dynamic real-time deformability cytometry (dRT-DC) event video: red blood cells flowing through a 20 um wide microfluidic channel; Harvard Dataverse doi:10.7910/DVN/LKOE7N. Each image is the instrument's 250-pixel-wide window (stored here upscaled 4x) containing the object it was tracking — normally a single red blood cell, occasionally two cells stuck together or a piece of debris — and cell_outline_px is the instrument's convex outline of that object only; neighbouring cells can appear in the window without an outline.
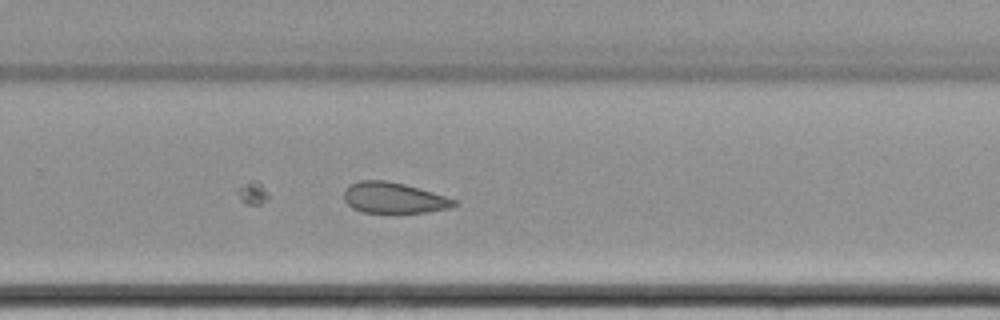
{"species": "common noctule bat (a hibernating species)", "species_latin": "Nyctalus noctula", "temperature_condition": "cold", "stored_images_in_passage": 65, "camera_frame_rate_fps": 3000, "um_per_image_px": 0.085, "animal": {"sex": "female", "body_mass_g": 22.7, "forearm_length_mm": 54.2}, "frame": {"image": 1, "passage_image": 46, "time_ms": 15.0, "image_size_px": [1000, 320], "cell_outline_px": [[460, 204], [452, 208], [428, 212], [364, 212], [352, 208], [344, 200], [344, 192], [352, 184], [360, 180], [384, 180], [404, 184], [432, 192], [456, 200]], "centroid_in_image_um": [33.51, 16.82], "position_along_channel_um": 296.3, "area_um2": 19.59}}
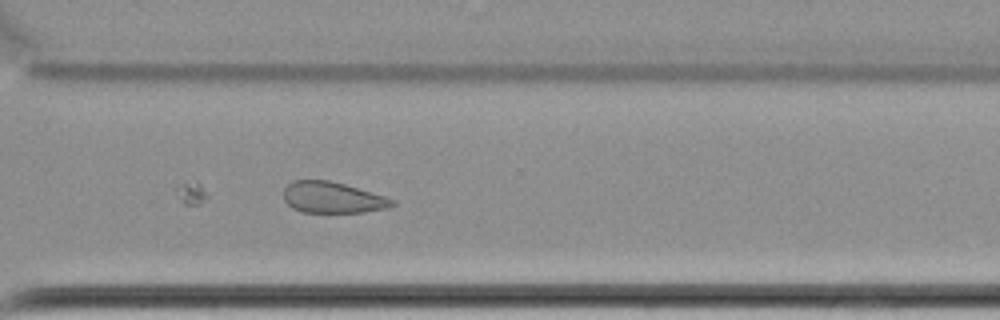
{"frame": {"image": 2, "passage_image": 50, "time_ms": 16.333, "image_size_px": [1000, 320], "cell_outline_px": [[396, 204], [388, 208], [364, 212], [300, 212], [292, 208], [284, 200], [284, 188], [292, 180], [328, 180], [344, 184], [384, 196], [396, 200]], "centroid_in_image_um": [28.26, 16.79], "position_along_channel_um": 342.3, "area_um2": 19.71}}